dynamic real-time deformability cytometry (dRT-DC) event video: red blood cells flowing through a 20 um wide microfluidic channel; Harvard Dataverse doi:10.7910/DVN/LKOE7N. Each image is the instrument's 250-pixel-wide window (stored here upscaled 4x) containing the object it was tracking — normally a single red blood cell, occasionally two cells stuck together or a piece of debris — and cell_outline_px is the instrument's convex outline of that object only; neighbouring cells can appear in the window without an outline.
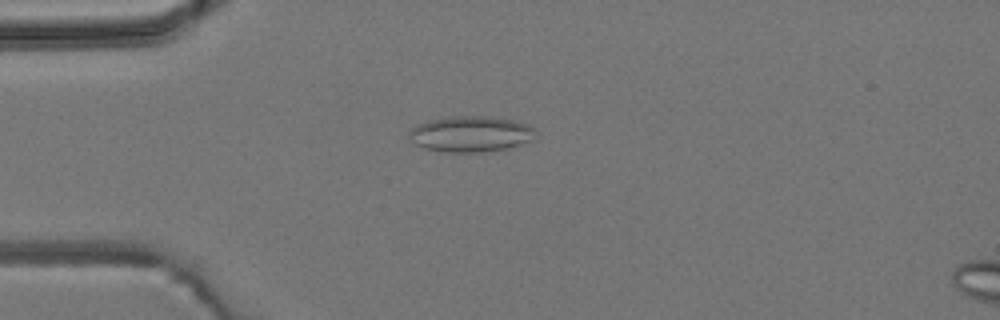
{"species": "common noctule bat (a hibernating species)", "species_latin": "Nyctalus noctula", "temperature_condition": "room temperature", "stored_images_in_passage": 7, "camera_frame_rate_fps": 3000, "um_per_image_px": 0.085, "animal": {"sex": "male", "body_mass_g": 19.2, "forearm_length_mm": 51.8}, "frame": {"image": 1, "passage_image": 4, "time_ms": 3.667, "image_size_px": [1000, 320], "cell_outline_px": [[536, 128], [532, 140], [508, 148], [480, 152], [444, 152], [424, 148], [416, 144], [412, 140], [412, 128], [416, 124], [428, 120], [452, 116], [484, 116], [516, 120], [528, 124]], "centroid_in_image_um": [40.05, 11.38], "position_along_channel_um": 45.0, "area_um2": 26.3}}
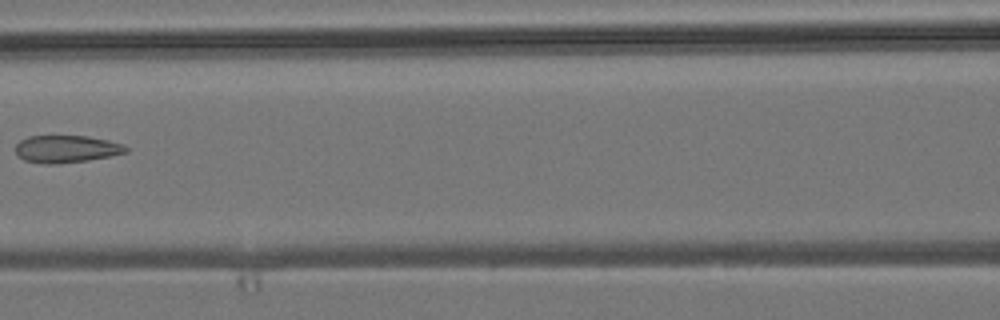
{"frame": {"image": 2, "passage_image": 7, "time_ms": 7.0, "image_size_px": [1000, 320], "cell_outline_px": [[128, 152], [88, 160], [56, 164], [44, 164], [24, 160], [16, 152], [16, 144], [20, 140], [28, 136], [88, 136], [108, 140], [124, 144], [128, 148]], "centroid_in_image_um": [5.65, 12.66], "position_along_channel_um": 161.0, "area_um2": 17.57}}